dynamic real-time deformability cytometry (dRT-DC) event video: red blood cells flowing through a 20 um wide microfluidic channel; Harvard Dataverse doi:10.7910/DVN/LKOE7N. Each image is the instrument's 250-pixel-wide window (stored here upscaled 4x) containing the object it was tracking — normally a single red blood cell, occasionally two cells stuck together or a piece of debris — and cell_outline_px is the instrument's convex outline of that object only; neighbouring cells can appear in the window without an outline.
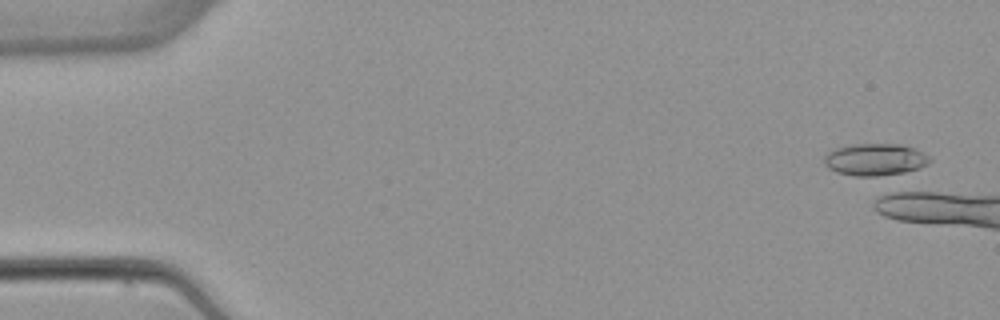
{"species": "common noctule bat (a hibernating species)", "species_latin": "Nyctalus noctula", "temperature_condition": "warm", "stored_images_in_passage": 1, "camera_frame_rate_fps": 3000, "um_per_image_px": 0.085, "animal": {"sex": "female", "body_mass_g": 22.7, "forearm_length_mm": 54.2}, "frame": {"image": 1, "passage_image": 1, "time_ms": 0.0, "image_size_px": [1000, 320], "cell_outline_px": [[932, 160], [928, 164], [920, 168], [896, 176], [856, 176], [836, 172], [828, 168], [824, 164], [824, 156], [828, 152], [836, 148], [852, 144], [900, 144], [916, 148], [928, 156]], "centroid_in_image_um": [74.42, 13.58], "position_along_channel_um": 10.6, "area_um2": 20.17}}